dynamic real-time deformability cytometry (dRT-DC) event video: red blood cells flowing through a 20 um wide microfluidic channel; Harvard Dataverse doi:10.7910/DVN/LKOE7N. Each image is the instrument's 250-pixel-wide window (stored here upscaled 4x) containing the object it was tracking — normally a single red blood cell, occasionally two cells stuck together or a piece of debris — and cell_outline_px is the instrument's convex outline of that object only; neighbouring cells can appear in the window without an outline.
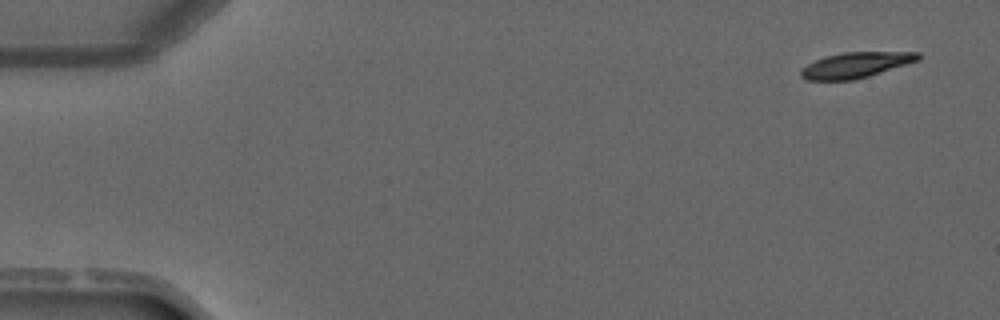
{"species": "common noctule bat (a hibernating species)", "species_latin": "Nyctalus noctula", "temperature_condition": "warm", "stored_images_in_passage": 3, "camera_frame_rate_fps": 3000, "um_per_image_px": 0.085, "animal": {"sex": "male", "forearm_length_mm": 52.5}, "frame": {"image": 1, "passage_image": 1, "time_ms": 0.0, "image_size_px": [1000, 320], "cell_outline_px": [[920, 60], [868, 76], [852, 80], [808, 80], [800, 76], [800, 68], [816, 60], [828, 56], [844, 52], [920, 52]], "centroid_in_image_um": [72.74, 5.53], "position_along_channel_um": 12.3, "area_um2": 17.28}}